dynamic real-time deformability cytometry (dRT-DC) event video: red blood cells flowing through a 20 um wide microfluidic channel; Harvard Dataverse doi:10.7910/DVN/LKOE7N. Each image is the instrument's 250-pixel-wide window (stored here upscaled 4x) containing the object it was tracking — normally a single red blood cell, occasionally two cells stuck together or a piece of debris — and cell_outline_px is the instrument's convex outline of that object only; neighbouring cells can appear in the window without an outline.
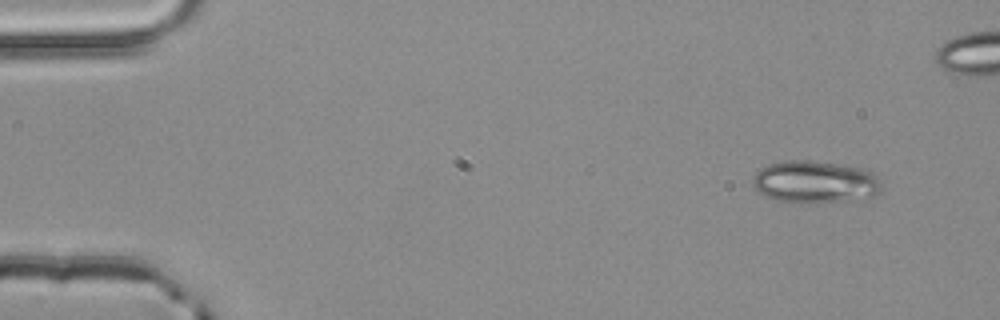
{"species": "common noctule bat (a hibernating species)", "species_latin": "Nyctalus noctula", "temperature_condition": "room temperature", "stored_images_in_passage": 4, "camera_frame_rate_fps": 3000, "um_per_image_px": 0.085, "animal": {"sex": "male", "body_mass_g": 20.4}, "frame": {"image": 1, "passage_image": 1, "time_ms": 0.0, "image_size_px": [1000, 320], "cell_outline_px": [[880, 192], [876, 196], [852, 200], [800, 204], [780, 200], [768, 196], [760, 192], [752, 184], [752, 176], [760, 168], [768, 164], [788, 160], [812, 160], [860, 168], [872, 172], [876, 176], [880, 184]], "centroid_in_image_um": [69.26, 15.47], "position_along_channel_um": 15.7, "area_um2": 31.73}}